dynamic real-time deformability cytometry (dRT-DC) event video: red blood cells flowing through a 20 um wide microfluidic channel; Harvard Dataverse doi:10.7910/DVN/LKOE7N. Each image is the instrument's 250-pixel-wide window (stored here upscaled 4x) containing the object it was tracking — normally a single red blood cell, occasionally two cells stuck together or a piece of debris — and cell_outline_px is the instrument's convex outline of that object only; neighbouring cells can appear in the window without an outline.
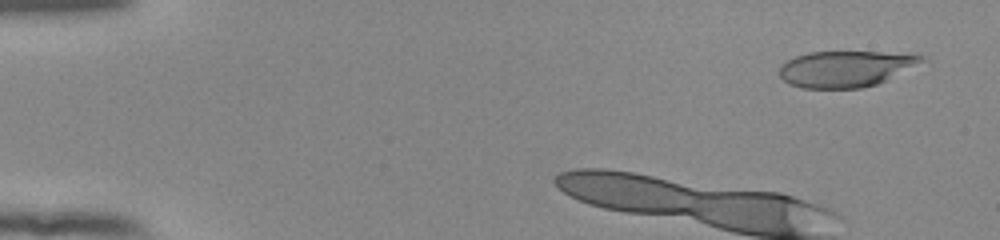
{"species": "human", "species_latin": "Homo sapiens", "temperature_condition": "room temperature", "stored_images_in_passage": 9, "camera_frame_rate_fps": 3000, "um_per_image_px": 0.085, "donor": {"sex": "female"}, "frame": {"image": 1, "passage_image": 3, "time_ms": 0.667, "image_size_px": [1000, 240], "cell_outline_px": [[928, 60], [888, 80], [876, 84], [860, 88], [800, 88], [788, 84], [780, 76], [780, 68], [788, 60], [796, 56], [808, 52], [880, 52], [924, 56]], "centroid_in_image_um": [71.9, 5.85], "position_along_channel_um": 13.1, "area_um2": 29.88}}